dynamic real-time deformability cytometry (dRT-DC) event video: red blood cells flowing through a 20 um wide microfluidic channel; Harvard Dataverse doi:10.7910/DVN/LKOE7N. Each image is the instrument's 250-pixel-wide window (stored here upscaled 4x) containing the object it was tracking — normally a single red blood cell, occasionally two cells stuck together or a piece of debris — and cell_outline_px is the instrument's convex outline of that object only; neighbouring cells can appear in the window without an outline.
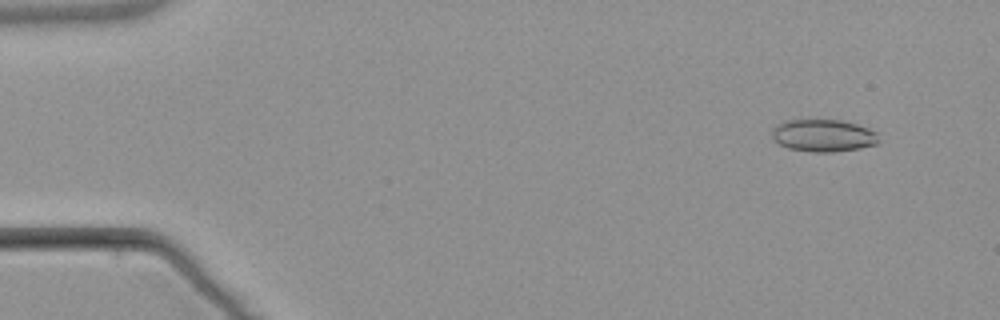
{"species": "common noctule bat (a hibernating species)", "species_latin": "Nyctalus noctula", "temperature_condition": "warm", "stored_images_in_passage": 4, "camera_frame_rate_fps": 3000, "um_per_image_px": 0.085, "animal": {"sex": "male", "body_mass_g": 21.5, "forearm_length_mm": 52.0}, "frame": {"image": 1, "passage_image": 1, "time_ms": 0.0, "image_size_px": [1000, 320], "cell_outline_px": [[880, 144], [860, 148], [832, 152], [812, 152], [788, 148], [780, 144], [772, 136], [772, 128], [776, 124], [784, 120], [840, 120], [856, 124], [868, 128], [876, 132], [880, 140]], "centroid_in_image_um": [70.0, 11.52], "position_along_channel_um": 15.0, "area_um2": 20.23}}
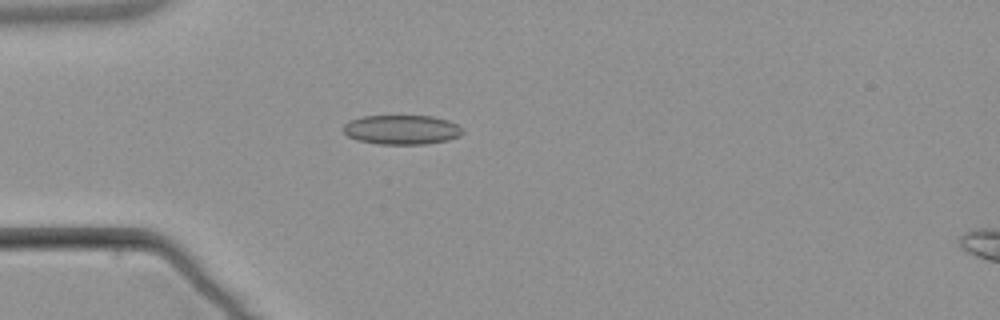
{"frame": {"image": 2, "passage_image": 4, "time_ms": 3.667, "image_size_px": [1000, 320], "cell_outline_px": [[464, 132], [460, 136], [448, 140], [428, 144], [380, 144], [356, 140], [348, 136], [344, 132], [344, 124], [348, 120], [360, 116], [432, 116], [448, 120], [456, 124]], "centroid_in_image_um": [34.13, 11.02], "position_along_channel_um": 50.9, "area_um2": 20.58}}